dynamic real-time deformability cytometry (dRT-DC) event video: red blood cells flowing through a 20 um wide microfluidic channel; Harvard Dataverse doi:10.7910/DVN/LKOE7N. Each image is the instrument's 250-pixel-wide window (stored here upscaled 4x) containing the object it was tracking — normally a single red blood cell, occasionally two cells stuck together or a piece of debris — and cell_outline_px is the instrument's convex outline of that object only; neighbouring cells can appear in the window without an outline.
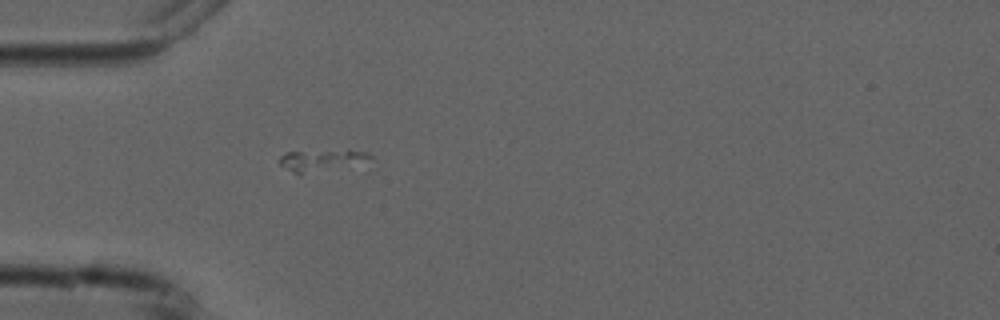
{"species": "common noctule bat (a hibernating species)", "species_latin": "Nyctalus noctula", "temperature_condition": "cold", "stored_images_in_passage": 2, "camera_frame_rate_fps": 3000, "um_per_image_px": 0.085, "animal": {"sex": "male", "forearm_length_mm": 52.5}, "frame": {"image": 1, "passage_image": 2, "time_ms": 1.0, "image_size_px": [1000, 320], "cell_outline_px": [[372, 156], [368, 172], [296, 172], [280, 164], [280, 156], [288, 152], [348, 148], [368, 152]], "centroid_in_image_um": [27.84, 13.67], "position_along_channel_um": 57.2, "area_um2": 13.58}}